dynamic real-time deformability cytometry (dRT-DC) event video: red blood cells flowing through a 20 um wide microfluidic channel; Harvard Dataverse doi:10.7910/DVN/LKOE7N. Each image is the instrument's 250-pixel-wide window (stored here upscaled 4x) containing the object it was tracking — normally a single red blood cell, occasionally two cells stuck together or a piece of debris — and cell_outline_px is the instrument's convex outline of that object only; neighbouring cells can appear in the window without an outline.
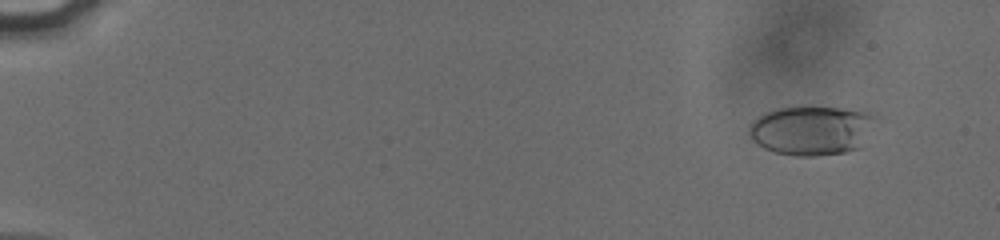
{"species": "human", "species_latin": "Homo sapiens", "temperature_condition": "cold", "stored_images_in_passage": 57, "camera_frame_rate_fps": 3000, "um_per_image_px": 0.085, "donor": {"sex": "male"}, "frame": {"image": 1, "passage_image": 6, "time_ms": 1.667, "image_size_px": [1000, 240], "cell_outline_px": [[876, 116], [864, 148], [848, 152], [816, 156], [792, 156], [776, 152], [764, 148], [756, 144], [748, 136], [748, 124], [756, 116], [764, 112], [796, 104], [808, 104], [872, 112]], "centroid_in_image_um": [68.98, 11.05], "position_along_channel_um": 16.0, "area_um2": 38.03}}
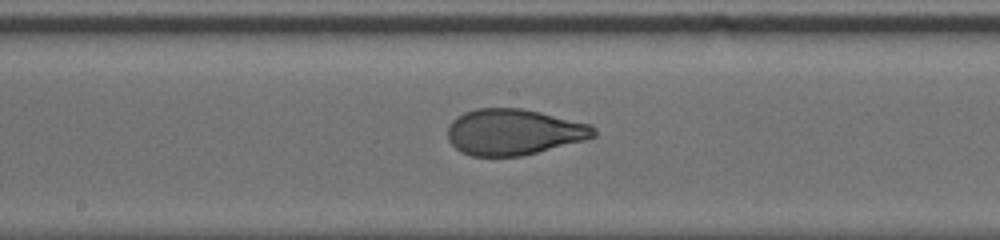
{"frame": {"image": 2, "passage_image": 33, "time_ms": 10.667, "image_size_px": [1000, 240], "cell_outline_px": [[596, 136], [584, 140], [520, 156], [472, 156], [460, 152], [448, 140], [448, 124], [456, 116], [464, 112], [476, 108], [520, 108], [540, 112], [592, 124], [596, 128]], "centroid_in_image_um": [43.65, 11.21], "position_along_channel_um": 204.6, "area_um2": 39.25}}
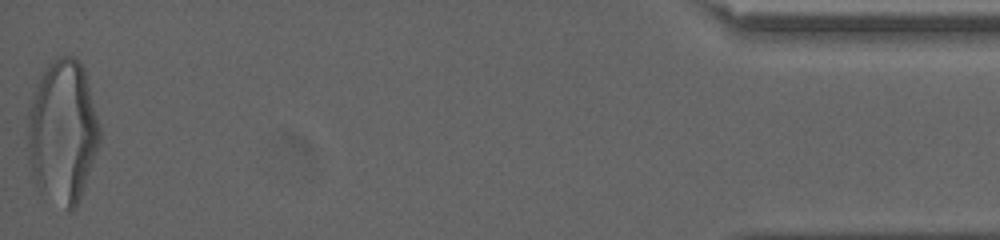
{"frame": {"image": 3, "passage_image": 57, "time_ms": 18.667, "image_size_px": [1000, 240], "cell_outline_px": [[100, 140], [96, 152], [76, 208], [72, 212], [68, 212], [40, 192], [36, 184], [28, 164], [28, 108], [36, 84], [44, 68], [52, 60], [60, 56], [72, 56], [80, 60], [84, 68], [100, 128]], "centroid_in_image_um": [5.3, 11.2], "position_along_channel_um": 429.9, "area_um2": 60.4}, "authors_computed_cell_mechanics": {"area_um2": 39.1306, "velocity_mm_per_s": 3.8307, "shape_relaxation_time_tau1_ms": 4.8892, "shape_relaxation_time_tau2_ms": 0.6438, "deformation_change_tau1": 0.1908, "deformation_change_tau2": 0.0579}}